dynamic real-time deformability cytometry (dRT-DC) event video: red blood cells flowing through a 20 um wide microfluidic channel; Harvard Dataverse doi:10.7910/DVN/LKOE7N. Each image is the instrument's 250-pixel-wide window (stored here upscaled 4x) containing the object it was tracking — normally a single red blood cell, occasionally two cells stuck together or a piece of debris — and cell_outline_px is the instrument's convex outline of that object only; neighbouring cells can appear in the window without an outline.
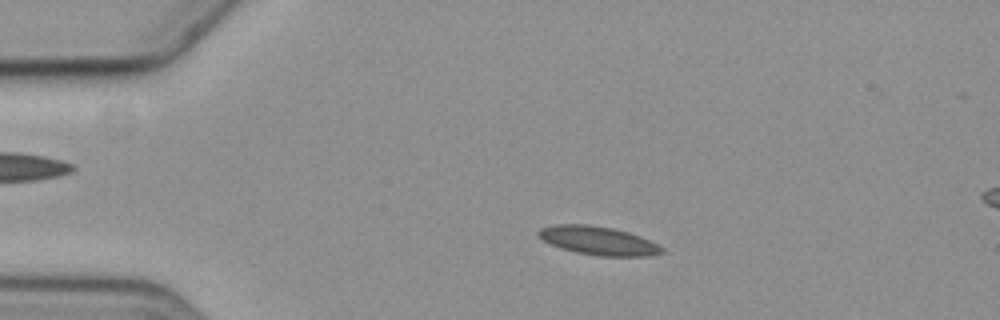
{"species": "common noctule bat (a hibernating species)", "species_latin": "Nyctalus noctula", "temperature_condition": "cold", "stored_images_in_passage": 10, "camera_frame_rate_fps": 3000, "um_per_image_px": 0.085, "animal": {"sex": "female", "body_mass_g": 19.3, "forearm_length_mm": 54.1}, "frame": {"image": 1, "passage_image": 4, "time_ms": 3.333, "image_size_px": [1000, 320], "cell_outline_px": [[664, 252], [652, 256], [600, 256], [576, 252], [552, 244], [544, 240], [536, 232], [540, 228], [556, 224], [588, 224], [612, 228], [628, 232], [640, 236], [664, 248]], "centroid_in_image_um": [50.88, 20.45], "position_along_channel_um": 34.1, "area_um2": 20.29}}
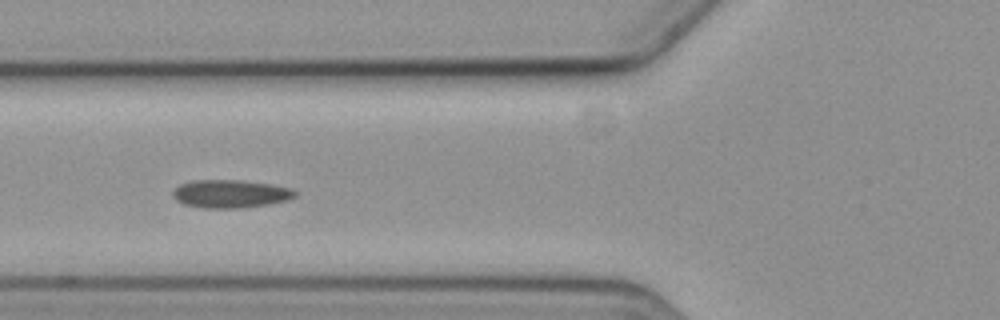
{"frame": {"image": 2, "passage_image": 6, "time_ms": 6.667, "image_size_px": [1000, 320], "cell_outline_px": [[296, 196], [288, 200], [268, 204], [244, 208], [204, 208], [184, 204], [176, 200], [172, 196], [172, 192], [180, 184], [192, 180], [240, 180], [268, 184], [292, 188], [296, 192]], "centroid_in_image_um": [19.58, 16.48], "position_along_channel_um": 106.2, "area_um2": 20.0}}
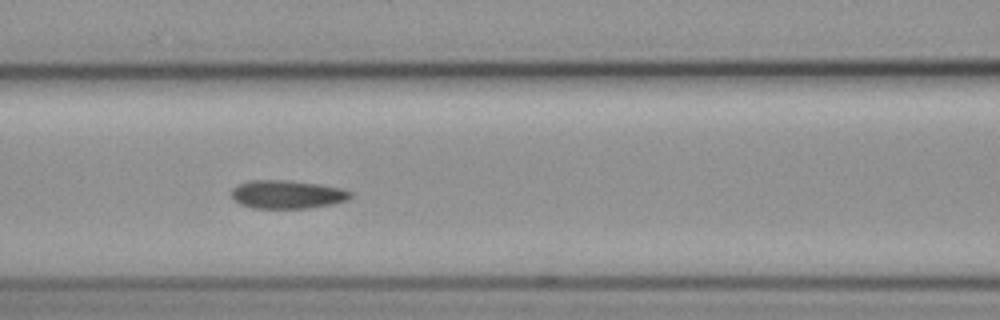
{"frame": {"image": 3, "passage_image": 7, "time_ms": 7.667, "image_size_px": [1000, 320], "cell_outline_px": [[352, 196], [348, 200], [332, 204], [308, 208], [252, 208], [240, 204], [232, 200], [232, 188], [240, 184], [252, 180], [284, 180], [316, 184], [340, 188], [352, 192]], "centroid_in_image_um": [24.39, 16.54], "position_along_channel_um": 142.2, "area_um2": 19.54}}